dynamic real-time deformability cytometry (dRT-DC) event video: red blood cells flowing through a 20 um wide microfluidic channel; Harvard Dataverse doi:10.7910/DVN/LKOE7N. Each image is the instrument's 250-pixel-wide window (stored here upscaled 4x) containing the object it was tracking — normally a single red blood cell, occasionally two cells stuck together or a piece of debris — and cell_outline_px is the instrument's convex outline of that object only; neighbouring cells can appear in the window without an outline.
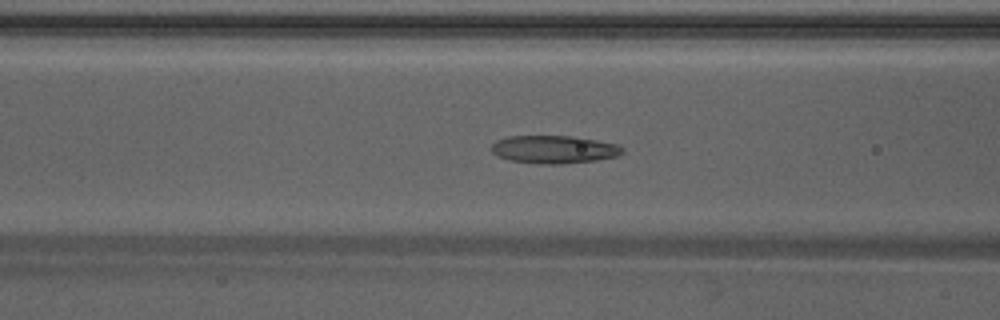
{"species": "Egyptian fruit bat (a non-hibernating species)", "species_latin": "Rousettus aegyptiacus", "temperature_condition": "warm", "stored_images_in_passage": 49, "camera_frame_rate_fps": 3000, "um_per_image_px": 0.085, "animal": {"sex": "male"}, "frame": {"image": 1, "passage_image": 20, "time_ms": 6.333, "image_size_px": [1000, 320], "cell_outline_px": [[624, 152], [616, 156], [596, 160], [560, 164], [540, 164], [508, 160], [496, 156], [492, 152], [492, 144], [496, 140], [508, 136], [568, 136], [596, 140], [616, 144], [624, 148]], "centroid_in_image_um": [47.05, 12.7], "position_along_channel_um": 119.5, "area_um2": 21.27}}
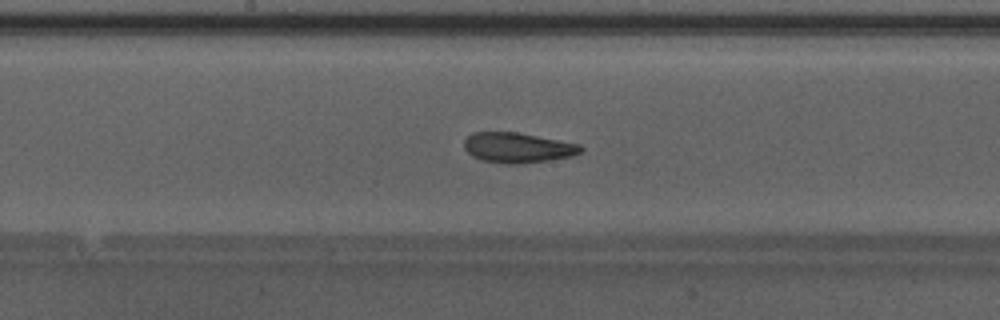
{"frame": {"image": 2, "passage_image": 26, "time_ms": 8.333, "image_size_px": [1000, 320], "cell_outline_px": [[584, 148], [580, 152], [572, 156], [548, 160], [520, 164], [504, 164], [480, 160], [472, 156], [464, 148], [464, 140], [472, 132], [516, 132], [580, 144]], "centroid_in_image_um": [43.97, 12.56], "position_along_channel_um": 204.2, "area_um2": 20.52}}
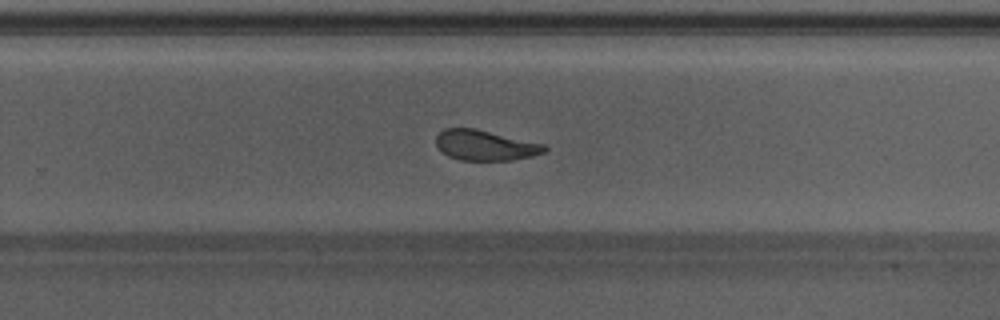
{"frame": {"image": 3, "passage_image": 32, "time_ms": 10.333, "image_size_px": [1000, 320], "cell_outline_px": [[548, 148], [544, 152], [532, 156], [512, 160], [460, 160], [448, 156], [436, 144], [436, 136], [444, 128], [476, 128], [544, 144]], "centroid_in_image_um": [41.24, 12.34], "position_along_channel_um": 288.6, "area_um2": 19.07}, "authors_computed_cell_mechanics": {"area_um2": 21.2126, "velocity_mm_per_s": 4.2336, "shape_relaxation_time_tau1_ms": null, "shape_relaxation_time_tau2_ms": 1.6305, "deformation_change_tau1": null, "deformation_change_tau2": 0.0966}}